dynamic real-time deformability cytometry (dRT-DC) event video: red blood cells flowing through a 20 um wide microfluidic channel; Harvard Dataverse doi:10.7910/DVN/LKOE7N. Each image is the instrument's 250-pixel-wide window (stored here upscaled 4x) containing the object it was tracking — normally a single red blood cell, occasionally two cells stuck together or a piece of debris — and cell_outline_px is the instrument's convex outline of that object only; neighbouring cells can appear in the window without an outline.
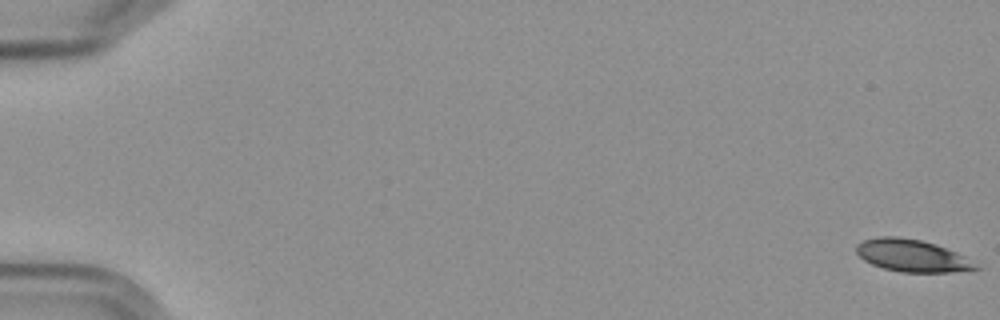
{"species": "Egyptian fruit bat (a non-hibernating species)", "species_latin": "Rousettus aegyptiacus", "temperature_condition": "cold", "stored_images_in_passage": 58, "camera_frame_rate_fps": 3000, "um_per_image_px": 0.085, "frame": {"image": 1, "passage_image": 1, "time_ms": 0.0, "image_size_px": [1000, 320], "cell_outline_px": [[980, 268], [952, 272], [900, 272], [884, 268], [872, 264], [864, 260], [856, 252], [856, 244], [864, 240], [876, 236], [896, 236], [920, 240], [936, 244], [956, 252], [964, 256]], "centroid_in_image_um": [77.47, 21.72], "position_along_channel_um": 7.5, "area_um2": 22.25}}
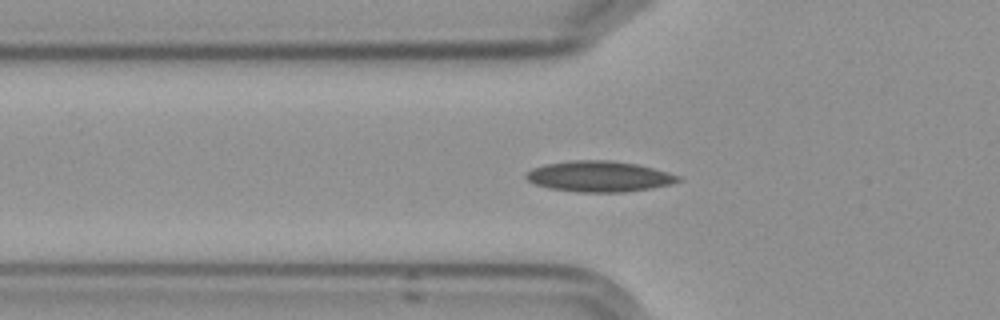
{"frame": {"image": 2, "passage_image": 21, "time_ms": 6.667, "image_size_px": [1000, 320], "cell_outline_px": [[684, 180], [672, 184], [652, 188], [624, 192], [576, 192], [548, 188], [536, 184], [528, 180], [524, 176], [532, 168], [544, 164], [572, 160], [612, 160], [636, 164], [668, 172], [680, 176]], "centroid_in_image_um": [50.95, 15.0], "position_along_channel_um": 74.9, "area_um2": 27.4}}
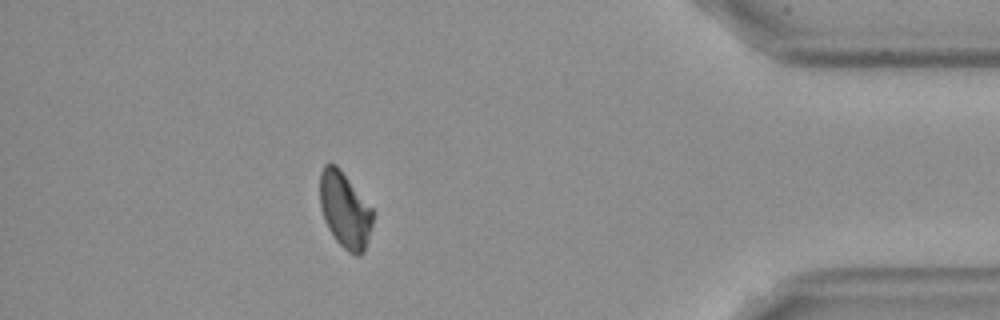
{"frame": {"image": 3, "passage_image": 52, "time_ms": 17.0, "image_size_px": [1000, 320], "cell_outline_px": [[372, 224], [364, 252], [360, 256], [356, 256], [348, 252], [336, 240], [328, 228], [324, 220], [320, 208], [320, 172], [324, 164], [336, 164], [340, 168], [372, 208]], "centroid_in_image_um": [29.29, 17.85], "position_along_channel_um": 405.9, "area_um2": 23.35}, "authors_computed_cell_mechanics": {"area_um2": 24.4783, "velocity_mm_per_s": 3.5837, "shape_relaxation_time_tau1_ms": null, "shape_relaxation_time_tau2_ms": 8.2944, "deformation_change_tau1": null, "deformation_change_tau2": 0.1348}}